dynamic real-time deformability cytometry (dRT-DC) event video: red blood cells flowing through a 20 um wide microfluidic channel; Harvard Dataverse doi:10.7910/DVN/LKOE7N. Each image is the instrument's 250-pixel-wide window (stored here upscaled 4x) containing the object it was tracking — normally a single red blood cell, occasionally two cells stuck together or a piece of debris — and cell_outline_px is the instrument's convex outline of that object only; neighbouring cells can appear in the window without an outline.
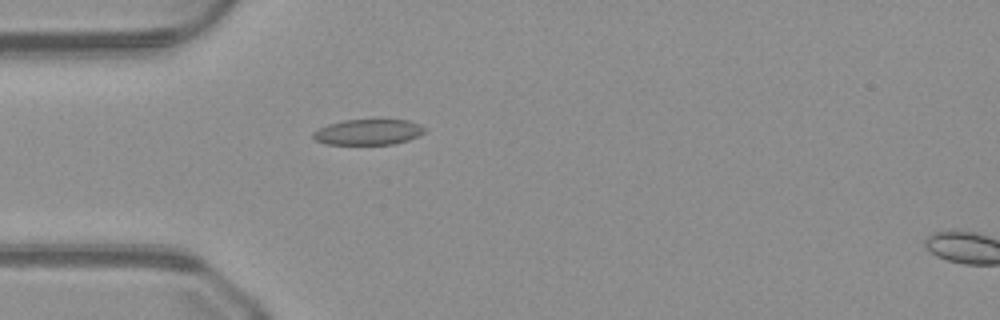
{"species": "common noctule bat (a hibernating species)", "species_latin": "Nyctalus noctula", "temperature_condition": "warm", "stored_images_in_passage": 47, "camera_frame_rate_fps": 3000, "um_per_image_px": 0.085, "animal": {"sex": "male", "body_mass_g": 23.1, "forearm_length_mm": 52.7}, "frame": {"image": 1, "passage_image": 12, "time_ms": 3.667, "image_size_px": [1000, 320], "cell_outline_px": [[428, 128], [420, 136], [408, 140], [392, 144], [324, 144], [316, 140], [312, 136], [312, 132], [328, 124], [344, 120], [372, 116], [380, 116], [408, 120], [420, 124]], "centroid_in_image_um": [31.37, 11.16], "position_along_channel_um": 53.6, "area_um2": 17.74}}
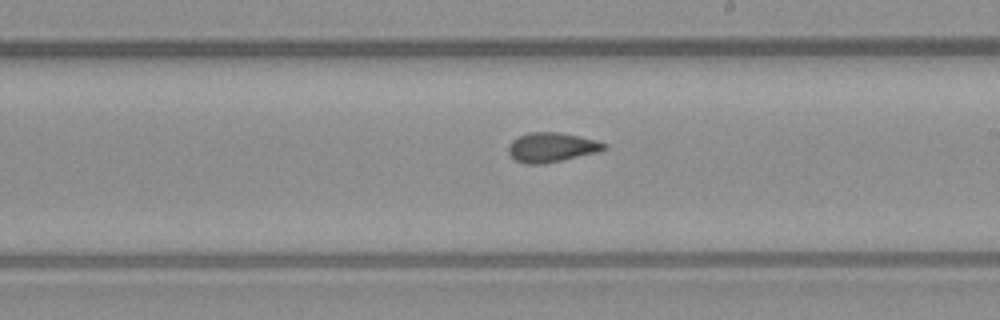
{"frame": {"image": 2, "passage_image": 26, "time_ms": 8.333, "image_size_px": [1000, 320], "cell_outline_px": [[608, 148], [596, 152], [544, 164], [524, 164], [516, 160], [508, 152], [508, 144], [512, 140], [528, 132], [556, 132], [596, 140], [608, 144]], "centroid_in_image_um": [46.86, 12.52], "position_along_channel_um": 242.1, "area_um2": 16.3}}
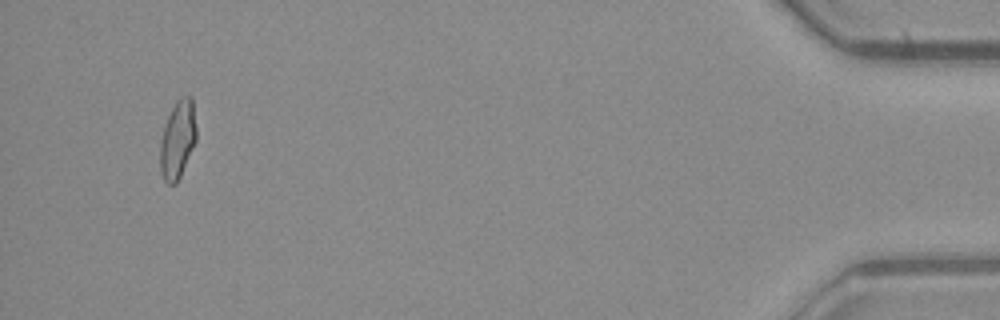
{"frame": {"image": 3, "passage_image": 45, "time_ms": 14.667, "image_size_px": [1000, 320], "cell_outline_px": [[196, 140], [180, 176], [176, 184], [168, 184], [164, 180], [160, 172], [160, 140], [164, 124], [176, 100], [180, 96], [192, 96], [196, 128]], "centroid_in_image_um": [15.08, 11.84], "position_along_channel_um": 420.1, "area_um2": 16.53}}